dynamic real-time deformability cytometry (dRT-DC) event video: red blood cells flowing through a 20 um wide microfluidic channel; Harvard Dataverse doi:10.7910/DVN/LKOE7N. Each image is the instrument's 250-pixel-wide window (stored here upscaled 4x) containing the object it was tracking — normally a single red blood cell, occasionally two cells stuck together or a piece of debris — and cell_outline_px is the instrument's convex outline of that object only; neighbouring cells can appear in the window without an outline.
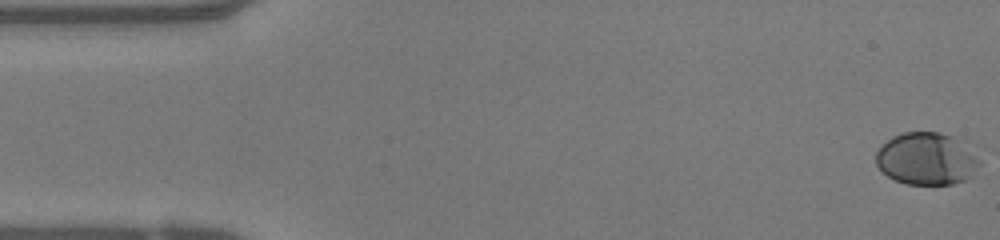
{"species": "human", "species_latin": "Homo sapiens", "temperature_condition": "warm", "stored_images_in_passage": 50, "camera_frame_rate_fps": 3000, "um_per_image_px": 0.085, "donor": {"sex": "female"}, "frame": {"image": 1, "passage_image": 1, "time_ms": 0.0, "image_size_px": [1000, 240], "cell_outline_px": [[980, 164], [976, 176], [952, 184], [908, 184], [896, 180], [888, 176], [876, 164], [876, 152], [892, 136], [904, 132], [940, 132], [964, 140], [980, 160]], "centroid_in_image_um": [78.83, 13.49], "position_along_channel_um": 6.2, "area_um2": 31.91}}
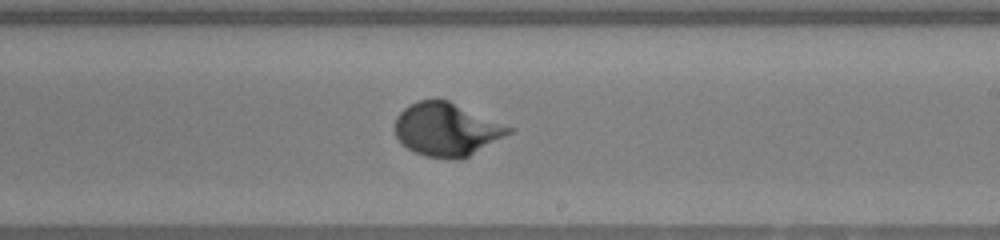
{"frame": {"image": 2, "passage_image": 29, "time_ms": 9.333, "image_size_px": [1000, 240], "cell_outline_px": [[516, 128], [512, 132], [468, 156], [460, 160], [452, 160], [424, 156], [408, 148], [396, 136], [396, 116], [408, 104], [416, 100], [448, 100]], "centroid_in_image_um": [37.98, 11.0], "position_along_channel_um": 251.0, "area_um2": 35.2}}
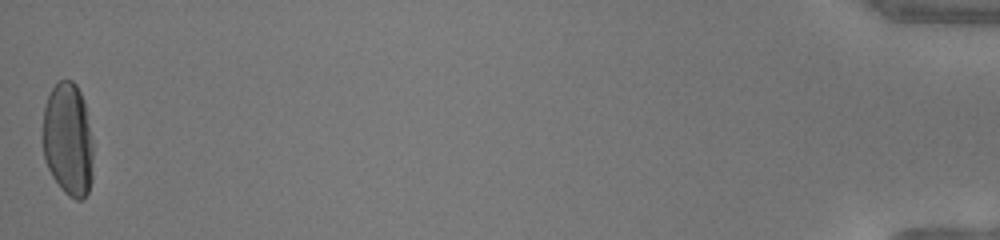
{"frame": {"image": 3, "passage_image": 50, "time_ms": 16.333, "image_size_px": [1000, 240], "cell_outline_px": [[92, 180], [88, 192], [80, 200], [76, 200], [68, 196], [60, 188], [52, 176], [44, 160], [44, 104], [52, 88], [60, 80], [72, 80], [76, 84], [84, 100], [92, 144]], "centroid_in_image_um": [5.79, 11.88], "position_along_channel_um": 429.4, "area_um2": 33.18}}